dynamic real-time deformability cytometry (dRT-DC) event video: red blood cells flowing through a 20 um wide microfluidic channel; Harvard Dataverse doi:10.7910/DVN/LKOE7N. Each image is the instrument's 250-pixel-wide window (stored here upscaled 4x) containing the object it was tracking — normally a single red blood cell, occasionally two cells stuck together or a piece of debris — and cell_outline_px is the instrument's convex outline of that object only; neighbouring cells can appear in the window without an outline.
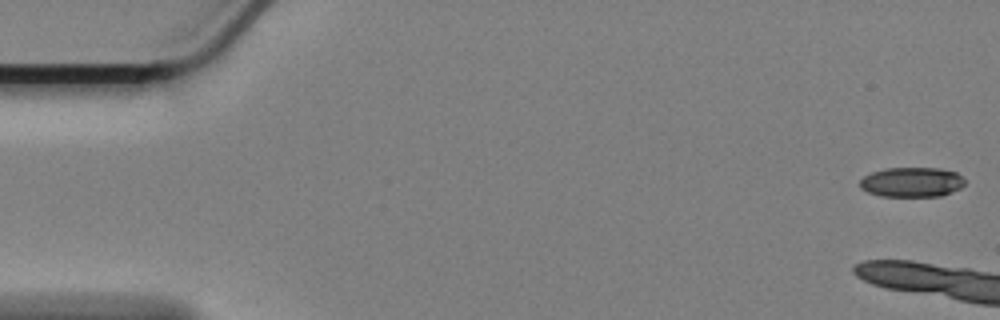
{"species": "Egyptian fruit bat (a non-hibernating species)", "species_latin": "Rousettus aegyptiacus", "temperature_condition": "cold", "stored_images_in_passage": 5, "camera_frame_rate_fps": 3000, "um_per_image_px": 0.085, "animal": {"sex": "female"}, "frame": {"image": 1, "passage_image": 1, "time_ms": 0.0, "image_size_px": [1000, 320], "cell_outline_px": [[964, 184], [960, 188], [952, 192], [940, 196], [880, 196], [868, 192], [860, 188], [860, 180], [864, 176], [872, 172], [884, 168], [940, 168], [956, 172], [964, 180]], "centroid_in_image_um": [77.48, 15.48], "position_along_channel_um": 7.5, "area_um2": 18.21}}